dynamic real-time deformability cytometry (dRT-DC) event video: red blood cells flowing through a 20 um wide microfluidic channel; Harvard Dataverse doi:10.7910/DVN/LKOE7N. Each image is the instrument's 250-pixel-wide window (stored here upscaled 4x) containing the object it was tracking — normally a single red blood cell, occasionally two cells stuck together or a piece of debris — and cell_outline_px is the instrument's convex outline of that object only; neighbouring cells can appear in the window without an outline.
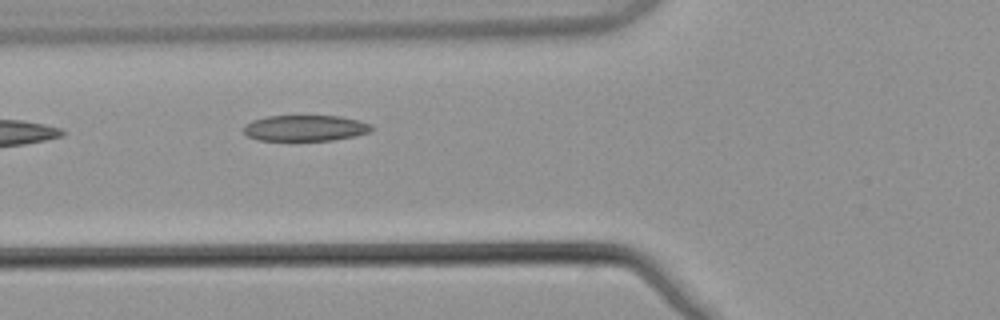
{"species": "common noctule bat (a hibernating species)", "species_latin": "Nyctalus noctula", "temperature_condition": "warm", "stored_images_in_passage": 2, "camera_frame_rate_fps": 3000, "um_per_image_px": 0.085, "animal": {"sex": "male", "body_mass_g": 21.5, "forearm_length_mm": 52.0}, "frame": {"image": 1, "passage_image": 2, "time_ms": 0.333, "image_size_px": [1000, 320], "cell_outline_px": [[376, 128], [372, 132], [356, 136], [332, 140], [256, 140], [248, 136], [244, 132], [244, 124], [252, 120], [268, 116], [340, 116], [360, 120], [372, 124]], "centroid_in_image_um": [26.01, 10.88], "position_along_channel_um": 99.8, "area_um2": 19.59}}